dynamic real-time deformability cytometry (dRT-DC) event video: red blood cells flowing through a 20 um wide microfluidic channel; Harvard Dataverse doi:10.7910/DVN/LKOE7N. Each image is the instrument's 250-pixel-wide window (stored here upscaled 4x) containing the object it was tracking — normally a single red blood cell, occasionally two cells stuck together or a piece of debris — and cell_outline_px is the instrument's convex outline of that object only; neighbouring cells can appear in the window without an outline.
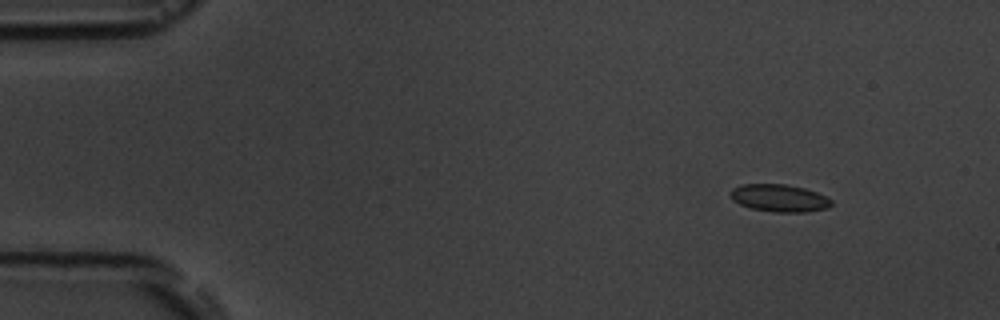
{"species": "common noctule bat (a hibernating species)", "species_latin": "Nyctalus noctula", "temperature_condition": "room temperature", "stored_images_in_passage": 5, "camera_frame_rate_fps": 3000, "um_per_image_px": 0.085, "animal": {"sex": "male", "body_mass_g": 19.5, "forearm_length_mm": 54.6}, "frame": {"image": 1, "passage_image": 2, "time_ms": 1.333, "image_size_px": [1000, 320], "cell_outline_px": [[832, 204], [828, 208], [808, 212], [772, 212], [752, 208], [740, 204], [732, 200], [728, 192], [732, 188], [744, 184], [784, 184], [804, 188], [816, 192], [832, 200]], "centroid_in_image_um": [66.22, 16.84], "position_along_channel_um": 18.8, "area_um2": 16.18}}
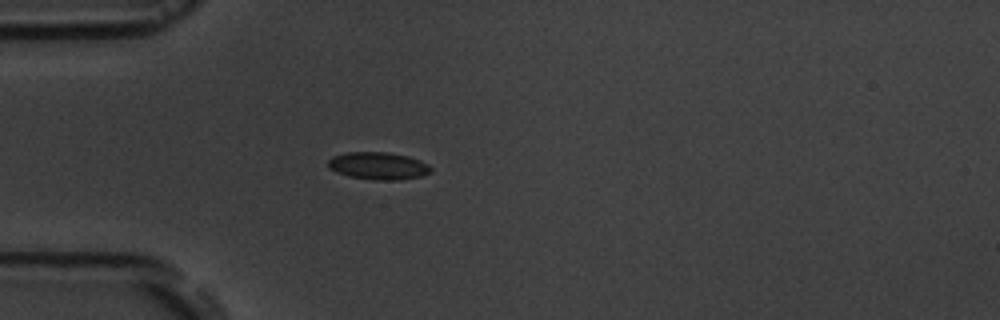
{"frame": {"image": 2, "passage_image": 5, "time_ms": 4.667, "image_size_px": [1000, 320], "cell_outline_px": [[432, 172], [420, 176], [400, 180], [372, 180], [348, 176], [336, 172], [328, 164], [328, 160], [332, 156], [348, 152], [388, 152], [408, 156], [420, 160], [428, 164], [432, 168]], "centroid_in_image_um": [32.18, 14.1], "position_along_channel_um": 52.8, "area_um2": 16.47}}